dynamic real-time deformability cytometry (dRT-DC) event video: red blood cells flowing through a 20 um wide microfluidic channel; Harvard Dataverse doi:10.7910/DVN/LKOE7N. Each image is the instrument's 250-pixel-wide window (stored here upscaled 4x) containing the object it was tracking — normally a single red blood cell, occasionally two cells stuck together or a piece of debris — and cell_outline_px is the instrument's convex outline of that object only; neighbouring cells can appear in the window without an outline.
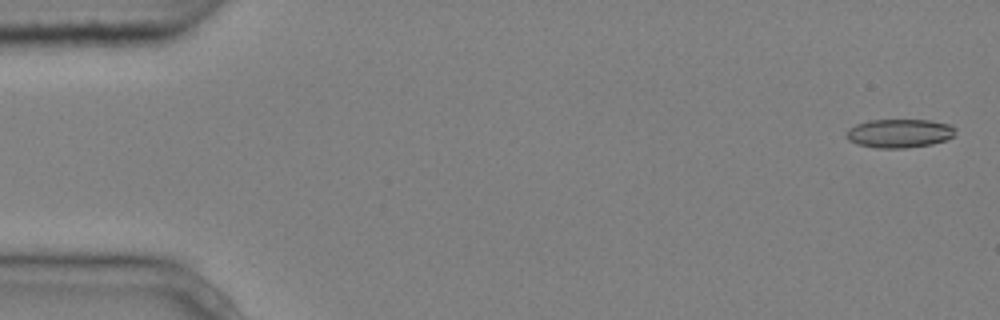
{"species": "common noctule bat (a hibernating species)", "species_latin": "Nyctalus noctula", "temperature_condition": "cold", "stored_images_in_passage": 5, "camera_frame_rate_fps": 3000, "um_per_image_px": 0.085, "animal": {"sex": "male", "body_mass_g": 20.4}, "frame": {"image": 1, "passage_image": 1, "time_ms": 0.0, "image_size_px": [1000, 320], "cell_outline_px": [[956, 132], [952, 136], [944, 140], [932, 144], [908, 148], [876, 148], [856, 144], [848, 140], [844, 136], [848, 128], [856, 124], [868, 120], [928, 120], [948, 124], [956, 128]], "centroid_in_image_um": [76.4, 11.33], "position_along_channel_um": 8.6, "area_um2": 18.38}}
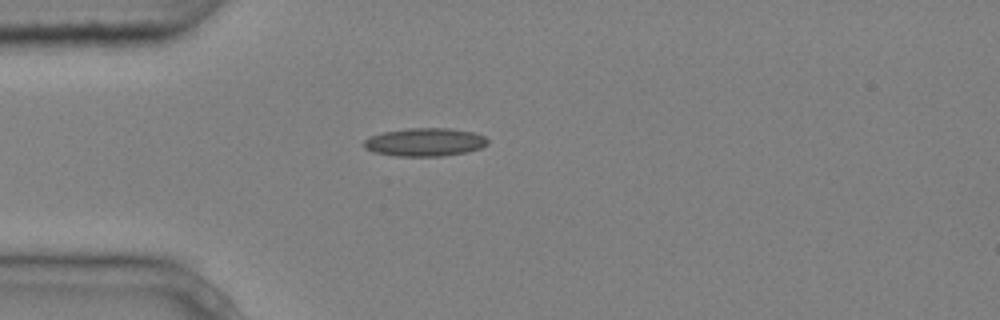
{"frame": {"image": 2, "passage_image": 4, "time_ms": 1.0, "image_size_px": [1000, 320], "cell_outline_px": [[488, 144], [480, 148], [468, 152], [440, 156], [396, 156], [372, 152], [364, 148], [364, 140], [368, 136], [384, 132], [404, 128], [448, 128], [472, 132], [484, 136], [488, 140]], "centroid_in_image_um": [36.08, 12.08], "position_along_channel_um": 48.9, "area_um2": 20.46}}